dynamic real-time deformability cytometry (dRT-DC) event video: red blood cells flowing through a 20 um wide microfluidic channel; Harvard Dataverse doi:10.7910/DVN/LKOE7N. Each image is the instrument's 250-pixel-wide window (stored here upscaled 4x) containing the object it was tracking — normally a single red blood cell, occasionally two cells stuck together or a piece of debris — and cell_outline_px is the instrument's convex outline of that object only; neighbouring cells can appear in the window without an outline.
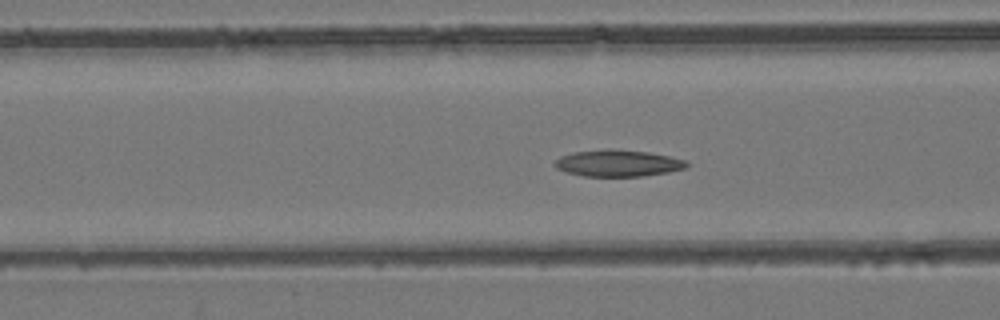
{"species": "common noctule bat (a hibernating species)", "species_latin": "Nyctalus noctula", "temperature_condition": "room temperature", "stored_images_in_passage": 54, "camera_frame_rate_fps": 3000, "um_per_image_px": 0.085, "animal": {"sex": "female", "body_mass_g": 24.6, "forearm_length_mm": 56.2}, "frame": {"image": 1, "passage_image": 22, "time_ms": 7.0, "image_size_px": [1000, 320], "cell_outline_px": [[688, 164], [684, 168], [668, 172], [644, 176], [584, 176], [568, 172], [556, 168], [552, 164], [560, 156], [572, 152], [608, 148], [648, 152], [668, 156], [684, 160]], "centroid_in_image_um": [52.47, 13.86], "position_along_channel_um": 114.1, "area_um2": 20.4}}
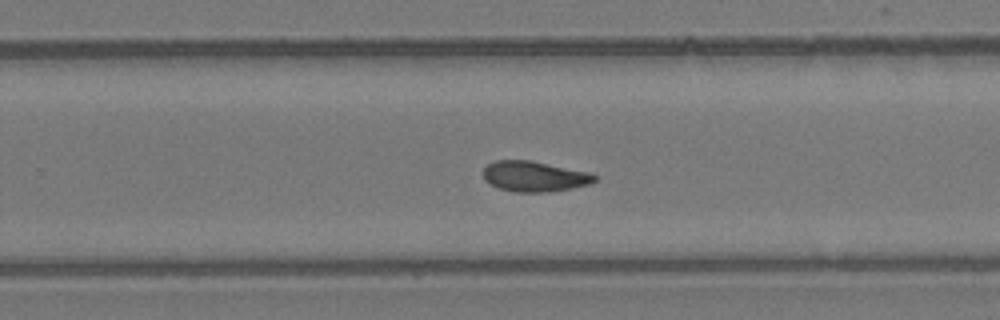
{"frame": {"image": 2, "passage_image": 35, "time_ms": 11.333, "image_size_px": [1000, 320], "cell_outline_px": [[596, 180], [588, 184], [572, 188], [548, 192], [516, 192], [500, 188], [484, 180], [484, 168], [488, 164], [496, 160], [532, 160], [592, 172], [596, 176]], "centroid_in_image_um": [45.46, 14.98], "position_along_channel_um": 284.3, "area_um2": 19.83}}
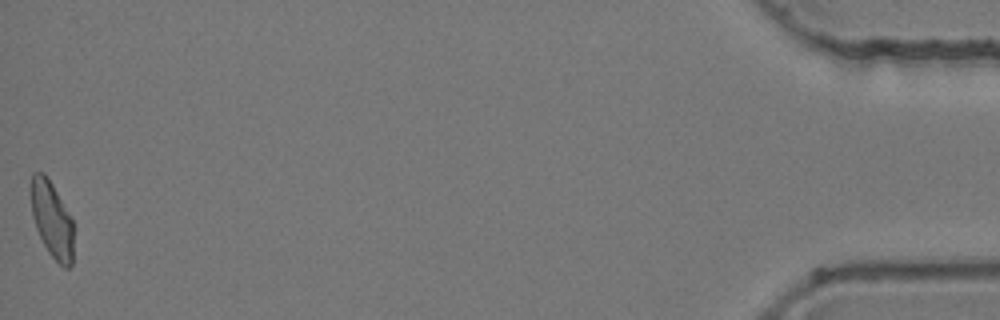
{"frame": {"image": 3, "passage_image": 54, "time_ms": 17.667, "image_size_px": [1000, 320], "cell_outline_px": [[72, 264], [68, 268], [64, 268], [48, 252], [36, 228], [32, 216], [28, 192], [32, 172], [44, 172], [52, 184], [72, 220]], "centroid_in_image_um": [4.35, 18.6], "position_along_channel_um": 430.9, "area_um2": 18.96}, "authors_computed_cell_mechanics": {"area_um2": 20.1722, "velocity_mm_per_s": 3.936, "shape_relaxation_time_tau1_ms": null, "shape_relaxation_time_tau2_ms": 9.1914, "deformation_change_tau1": null, "deformation_change_tau2": 0.1657}}